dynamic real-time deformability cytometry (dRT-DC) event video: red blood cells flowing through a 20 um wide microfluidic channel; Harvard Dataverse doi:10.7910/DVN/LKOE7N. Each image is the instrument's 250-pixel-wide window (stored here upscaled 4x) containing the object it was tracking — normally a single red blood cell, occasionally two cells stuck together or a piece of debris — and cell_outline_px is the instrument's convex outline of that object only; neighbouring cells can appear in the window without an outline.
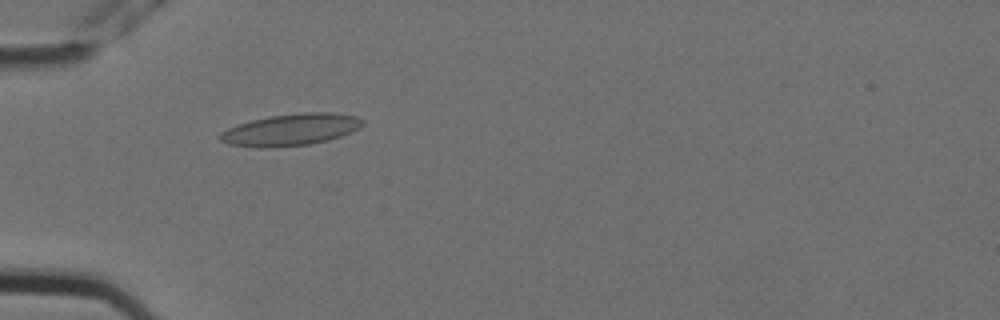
{"species": "Egyptian fruit bat (a non-hibernating species)", "species_latin": "Rousettus aegyptiacus", "temperature_condition": "cold", "stored_images_in_passage": 4, "camera_frame_rate_fps": 3000, "um_per_image_px": 0.085, "animal": {"sex": "female"}, "frame": {"image": 1, "passage_image": 1, "time_ms": 0.0, "image_size_px": [1000, 320], "cell_outline_px": [[364, 124], [360, 128], [352, 132], [328, 140], [308, 144], [272, 148], [260, 148], [228, 144], [220, 140], [220, 132], [228, 128], [252, 120], [268, 116], [300, 112], [332, 112], [356, 116], [364, 120]], "centroid_in_image_um": [24.74, 11.02], "position_along_channel_um": 60.3, "area_um2": 26.53}}
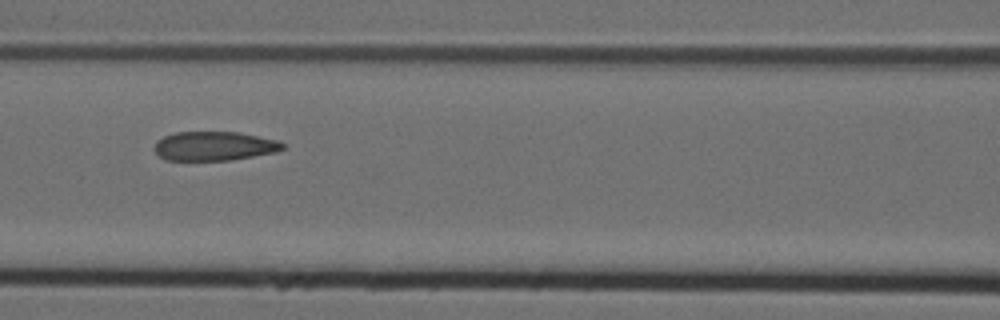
{"frame": {"image": 2, "passage_image": 3, "time_ms": 0.667, "image_size_px": [1000, 320], "cell_outline_px": [[284, 148], [276, 152], [228, 160], [164, 160], [152, 148], [156, 140], [164, 136], [176, 132], [240, 132], [280, 140], [284, 144]], "centroid_in_image_um": [18.2, 12.4], "position_along_channel_um": 148.4, "area_um2": 21.91}}
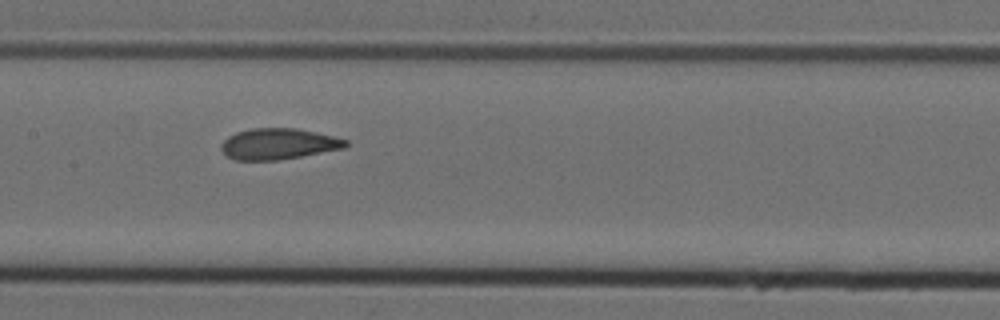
{"frame": {"image": 3, "passage_image": 4, "time_ms": 1.0, "image_size_px": [1000, 320], "cell_outline_px": [[348, 144], [344, 148], [280, 160], [236, 160], [228, 156], [220, 148], [224, 140], [228, 136], [236, 132], [252, 128], [296, 128], [316, 132], [348, 140]], "centroid_in_image_um": [23.66, 12.23], "position_along_channel_um": 183.7, "area_um2": 22.37}}